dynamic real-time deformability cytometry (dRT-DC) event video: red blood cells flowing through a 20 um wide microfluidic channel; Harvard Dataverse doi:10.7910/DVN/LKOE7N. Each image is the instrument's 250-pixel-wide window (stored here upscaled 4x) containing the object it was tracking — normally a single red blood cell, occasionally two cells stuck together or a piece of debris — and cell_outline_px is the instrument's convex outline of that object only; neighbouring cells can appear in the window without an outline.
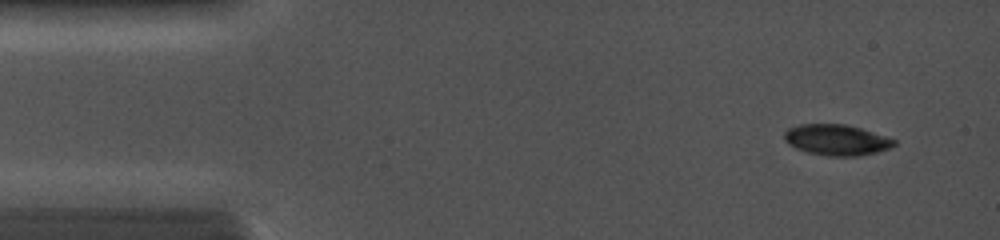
{"species": "common noctule bat (a hibernating species)", "species_latin": "Nyctalus noctula", "temperature_condition": "cold", "stored_images_in_passage": 5, "camera_frame_rate_fps": 5000, "um_per_image_px": 0.085, "animal": {"sex": "female", "body_mass_g": 19.0, "forearm_length_mm": 56.7}, "frame": {"image": 1, "passage_image": 1, "time_ms": 0.0, "image_size_px": [1000, 240], "cell_outline_px": [[896, 144], [892, 148], [860, 156], [828, 156], [808, 152], [796, 148], [788, 144], [784, 140], [784, 132], [788, 128], [800, 124], [844, 124], [860, 128], [896, 140]], "centroid_in_image_um": [71.1, 11.9], "position_along_channel_um": 13.9, "area_um2": 19.71}}
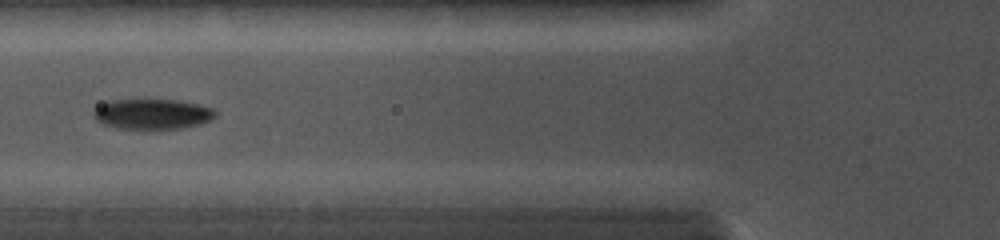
{"frame": {"image": 2, "passage_image": 5, "time_ms": 4.4, "image_size_px": [1000, 240], "cell_outline_px": [[216, 116], [212, 120], [200, 124], [184, 128], [116, 128], [104, 124], [96, 120], [92, 116], [92, 108], [108, 100], [176, 100], [200, 104], [216, 108]], "centroid_in_image_um": [12.95, 9.68], "position_along_channel_um": 112.8, "area_um2": 21.73}}